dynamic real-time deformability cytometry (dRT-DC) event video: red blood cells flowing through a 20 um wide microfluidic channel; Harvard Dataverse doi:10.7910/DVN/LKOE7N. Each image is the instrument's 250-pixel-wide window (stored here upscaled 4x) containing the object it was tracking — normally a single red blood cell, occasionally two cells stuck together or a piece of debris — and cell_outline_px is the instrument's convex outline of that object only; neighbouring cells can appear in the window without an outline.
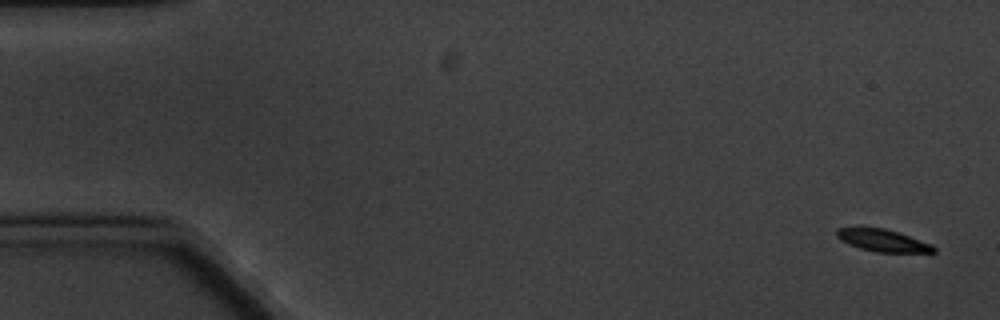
{"species": "common noctule bat (a hibernating species)", "species_latin": "Nyctalus noctula", "temperature_condition": "cold", "stored_images_in_passage": 8, "camera_frame_rate_fps": 3000, "um_per_image_px": 0.085, "animal": {"sex": "male", "body_mass_g": 20.1, "forearm_length_mm": 53.5}, "frame": {"image": 1, "passage_image": 1, "time_ms": 0.0, "image_size_px": [1000, 320], "cell_outline_px": [[936, 252], [876, 252], [860, 248], [848, 244], [840, 240], [836, 236], [836, 228], [884, 228], [900, 232], [932, 244], [936, 248]], "centroid_in_image_um": [75.05, 20.44], "position_along_channel_um": 9.9, "area_um2": 12.54}}
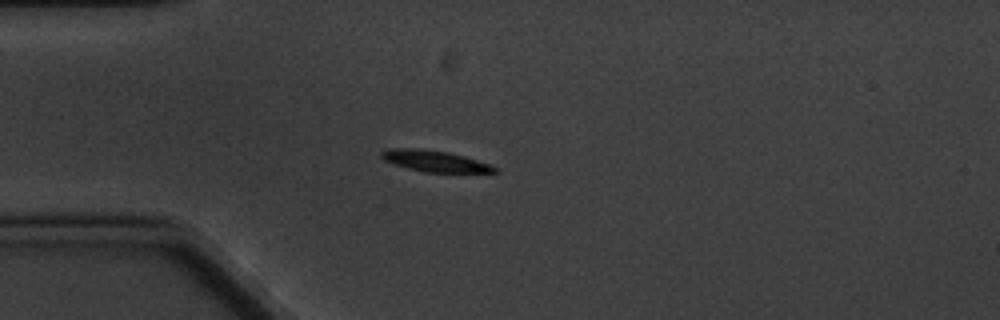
{"frame": {"image": 2, "passage_image": 5, "time_ms": 4.667, "image_size_px": [1000, 320], "cell_outline_px": [[500, 172], [424, 172], [392, 164], [384, 160], [380, 156], [380, 152], [388, 148], [420, 148], [448, 152], [464, 156], [488, 164], [496, 168]], "centroid_in_image_um": [36.88, 13.68], "position_along_channel_um": 48.1, "area_um2": 13.93}}
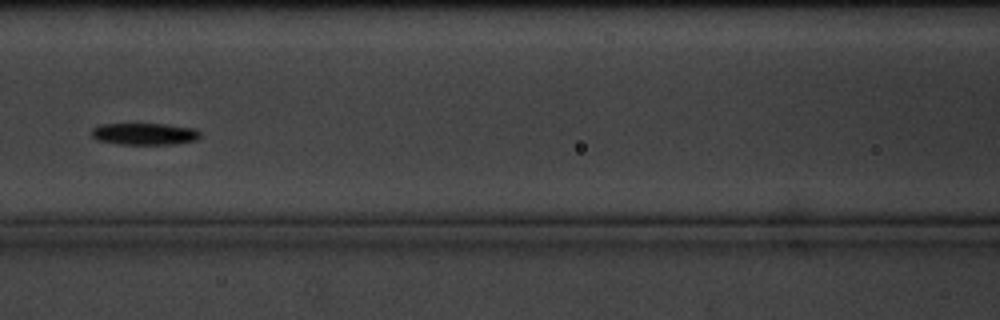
{"frame": {"image": 3, "passage_image": 8, "time_ms": 8.333, "image_size_px": [1000, 320], "cell_outline_px": [[200, 136], [196, 140], [172, 144], [120, 144], [96, 140], [92, 136], [92, 128], [100, 124], [164, 124], [196, 128], [200, 132]], "centroid_in_image_um": [12.28, 11.38], "position_along_channel_um": 154.3, "area_um2": 13.81}}